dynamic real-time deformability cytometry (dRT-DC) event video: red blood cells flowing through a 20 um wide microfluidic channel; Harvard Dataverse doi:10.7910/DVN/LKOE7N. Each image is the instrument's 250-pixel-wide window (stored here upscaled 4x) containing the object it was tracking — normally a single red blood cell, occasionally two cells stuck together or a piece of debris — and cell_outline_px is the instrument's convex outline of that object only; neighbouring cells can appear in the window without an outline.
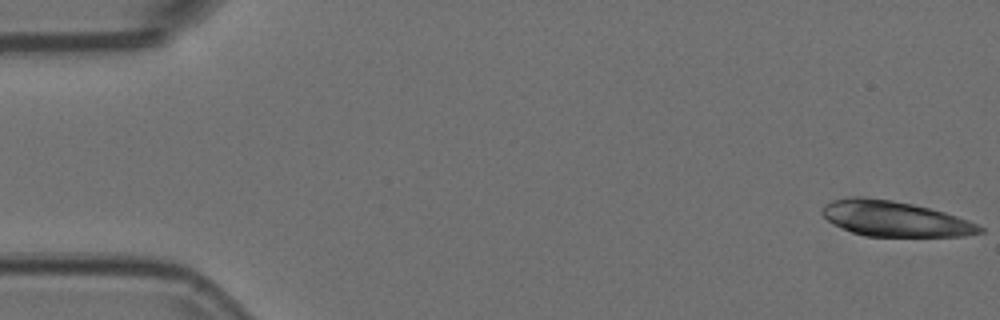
{"species": "Egyptian fruit bat (a non-hibernating species)", "species_latin": "Rousettus aegyptiacus", "temperature_condition": "room temperature", "stored_images_in_passage": 55, "camera_frame_rate_fps": 3000, "um_per_image_px": 0.085, "animal": {"sex": "female"}, "frame": {"image": 1, "passage_image": 1, "time_ms": 0.0, "image_size_px": [1000, 320], "cell_outline_px": [[984, 232], [964, 236], [864, 236], [852, 232], [832, 224], [820, 212], [820, 208], [824, 204], [832, 200], [848, 196], [868, 196], [892, 200], [912, 204], [944, 212], [968, 220], [984, 228]], "centroid_in_image_um": [75.99, 18.58], "position_along_channel_um": 9.0, "area_um2": 32.66}}
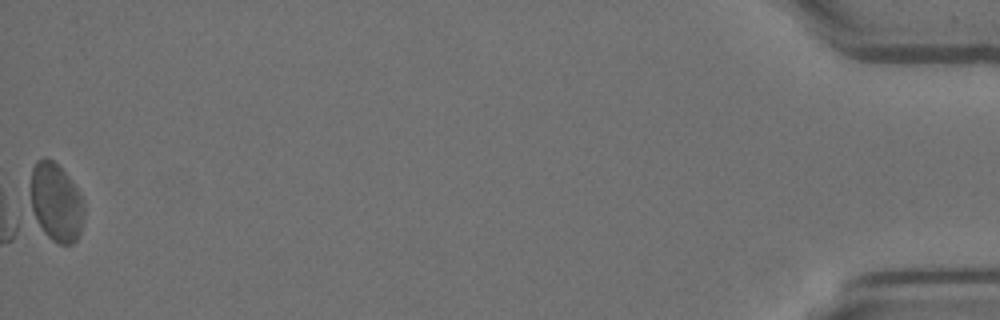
{"frame": {"image": 2, "passage_image": 55, "time_ms": 18.0, "image_size_px": [1000, 320], "cell_outline_px": [[84, 220], [80, 232], [76, 240], [72, 244], [60, 244], [52, 240], [44, 232], [36, 220], [32, 208], [32, 168], [36, 160], [44, 156], [52, 160], [68, 176], [80, 192], [84, 200]], "centroid_in_image_um": [4.8, 17.2], "position_along_channel_um": 430.4, "area_um2": 24.33}}